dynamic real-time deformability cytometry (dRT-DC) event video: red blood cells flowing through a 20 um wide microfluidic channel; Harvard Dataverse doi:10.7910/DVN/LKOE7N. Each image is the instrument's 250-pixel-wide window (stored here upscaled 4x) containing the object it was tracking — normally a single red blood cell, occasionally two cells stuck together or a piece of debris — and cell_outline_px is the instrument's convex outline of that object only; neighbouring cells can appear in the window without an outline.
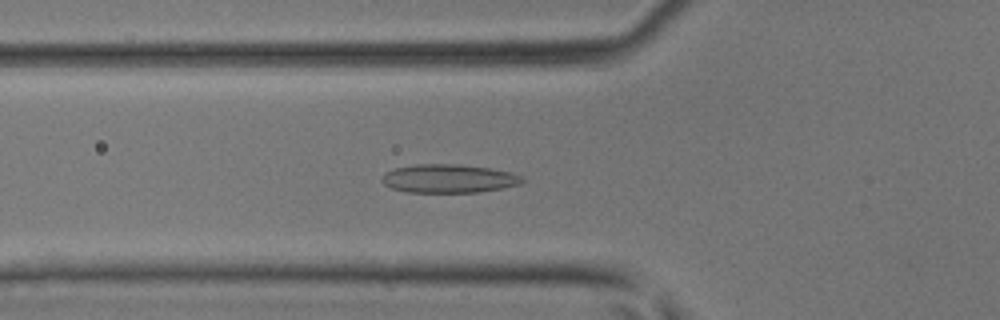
{"species": "common noctule bat (a hibernating species)", "species_latin": "Nyctalus noctula", "temperature_condition": "room temperature", "stored_images_in_passage": 47, "camera_frame_rate_fps": 3000, "um_per_image_px": 0.085, "animal": {"sex": "male", "body_mass_g": 17.9, "forearm_length_mm": 54.2}, "frame": {"image": 1, "passage_image": 17, "time_ms": 5.333, "image_size_px": [1000, 320], "cell_outline_px": [[524, 180], [520, 184], [504, 188], [480, 192], [408, 192], [392, 188], [384, 184], [380, 180], [384, 172], [396, 168], [416, 164], [460, 164], [488, 168], [512, 172], [524, 176]], "centroid_in_image_um": [38.16, 15.17], "position_along_channel_um": 87.6, "area_um2": 23.47}}
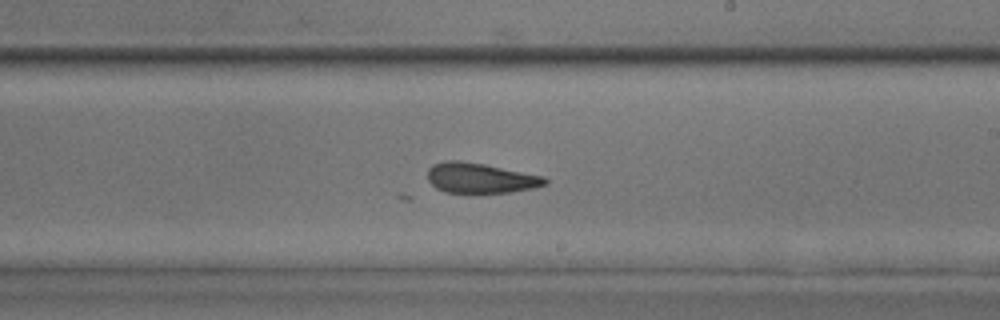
{"frame": {"image": 2, "passage_image": 28, "time_ms": 9.0, "image_size_px": [1000, 320], "cell_outline_px": [[548, 184], [536, 188], [512, 192], [444, 192], [436, 188], [428, 180], [428, 168], [432, 164], [444, 160], [460, 160], [484, 164], [544, 176], [548, 180]], "centroid_in_image_um": [40.84, 15.12], "position_along_channel_um": 248.2, "area_um2": 20.75}}
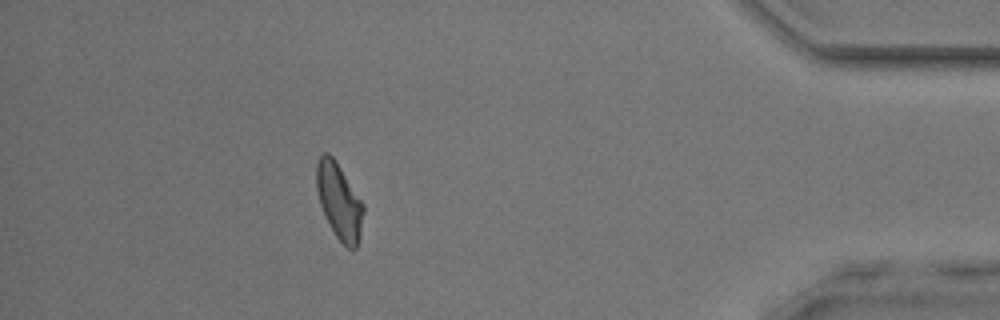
{"frame": {"image": 3, "passage_image": 42, "time_ms": 13.667, "image_size_px": [1000, 320], "cell_outline_px": [[364, 212], [360, 236], [356, 248], [352, 252], [336, 236], [328, 224], [324, 216], [320, 204], [316, 188], [316, 164], [320, 156], [324, 152], [328, 152], [336, 160], [364, 204]], "centroid_in_image_um": [28.83, 17.11], "position_along_channel_um": 406.4, "area_um2": 20.98}}